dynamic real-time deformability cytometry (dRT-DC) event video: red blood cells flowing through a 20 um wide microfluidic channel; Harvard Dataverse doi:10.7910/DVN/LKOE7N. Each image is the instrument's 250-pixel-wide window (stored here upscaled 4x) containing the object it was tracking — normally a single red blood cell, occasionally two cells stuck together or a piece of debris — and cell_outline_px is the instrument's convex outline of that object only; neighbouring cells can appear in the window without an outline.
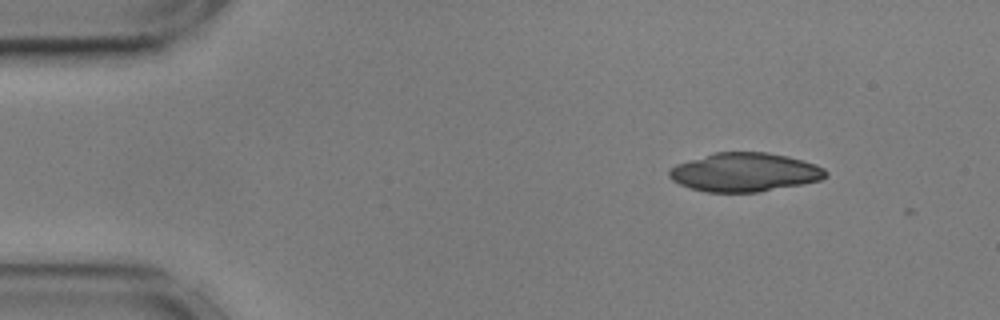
{"species": "common noctule bat (a hibernating species)", "species_latin": "Nyctalus noctula", "temperature_condition": "cold", "stored_images_in_passage": 2, "camera_frame_rate_fps": 3000, "um_per_image_px": 0.085, "animal": {"sex": "male", "body_mass_g": 17.9, "forearm_length_mm": 54.2}, "frame": {"image": 1, "passage_image": 1, "time_ms": 0.0, "image_size_px": [1000, 320], "cell_outline_px": [[828, 176], [820, 180], [760, 192], [704, 192], [680, 184], [672, 180], [668, 176], [668, 172], [676, 164], [716, 152], [768, 152], [788, 156], [816, 164], [824, 168], [828, 172]], "centroid_in_image_um": [63.32, 14.64], "position_along_channel_um": 21.7, "area_um2": 35.26}}